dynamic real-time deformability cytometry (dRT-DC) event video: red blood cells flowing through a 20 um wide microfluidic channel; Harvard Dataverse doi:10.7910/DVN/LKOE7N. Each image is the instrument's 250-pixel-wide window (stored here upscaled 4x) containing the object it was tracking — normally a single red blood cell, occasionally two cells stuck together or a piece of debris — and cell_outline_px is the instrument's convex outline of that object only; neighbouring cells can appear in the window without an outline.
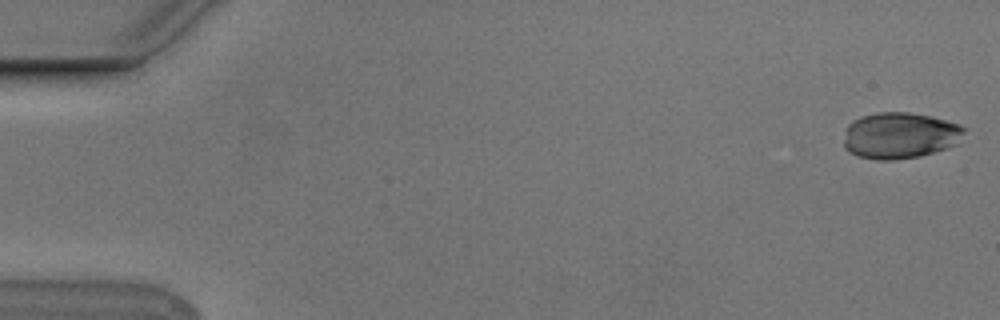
{"species": "Egyptian fruit bat (a non-hibernating species)", "species_latin": "Rousettus aegyptiacus", "temperature_condition": "cold", "stored_images_in_passage": 54, "camera_frame_rate_fps": 3000, "um_per_image_px": 0.085, "animal": {"sex": "male"}, "frame": {"image": 1, "passage_image": 1, "time_ms": 0.0, "image_size_px": [1000, 320], "cell_outline_px": [[964, 132], [956, 144], [948, 148], [920, 156], [892, 160], [876, 160], [856, 156], [848, 152], [844, 148], [844, 140], [848, 124], [852, 120], [876, 112], [908, 112], [932, 116], [960, 124], [964, 128]], "centroid_in_image_um": [76.47, 11.52], "position_along_channel_um": 8.5, "area_um2": 32.66}}
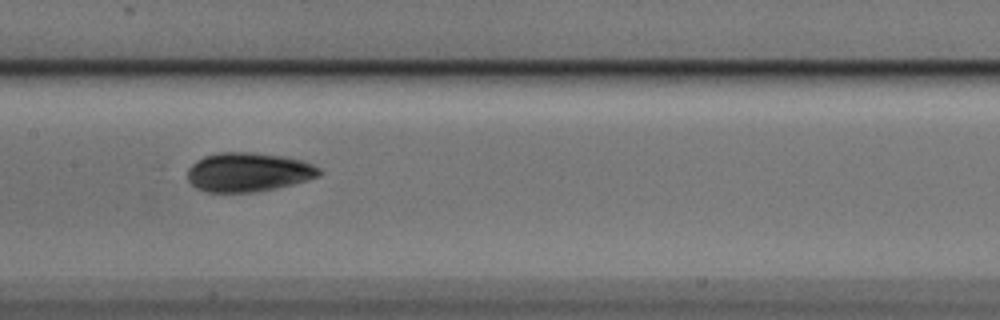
{"frame": {"image": 2, "passage_image": 27, "time_ms": 8.667, "image_size_px": [1000, 320], "cell_outline_px": [[324, 172], [320, 176], [308, 180], [276, 188], [252, 192], [204, 192], [196, 188], [188, 180], [188, 168], [196, 160], [204, 156], [216, 152], [252, 152], [284, 156], [300, 160], [312, 164], [320, 168]], "centroid_in_image_um": [21.11, 14.63], "position_along_channel_um": 186.3, "area_um2": 30.23}}
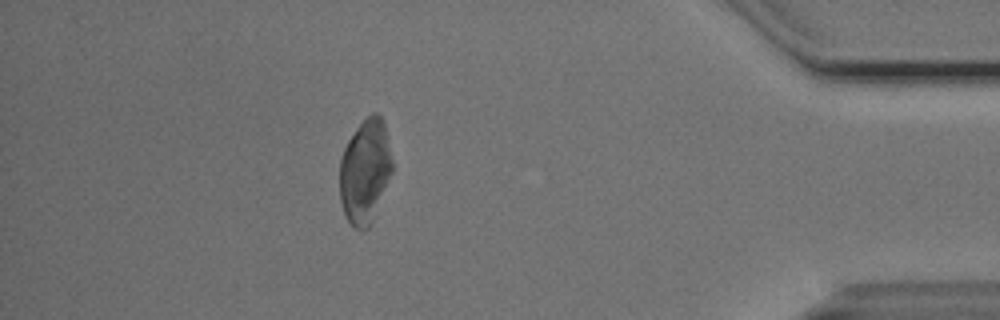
{"frame": {"image": 3, "passage_image": 48, "time_ms": 15.667, "image_size_px": [1000, 320], "cell_outline_px": [[392, 172], [372, 220], [368, 228], [352, 228], [344, 212], [340, 200], [340, 160], [344, 148], [348, 140], [356, 128], [372, 112], [376, 112], [380, 116], [384, 124], [392, 160]], "centroid_in_image_um": [31.01, 14.55], "position_along_channel_um": 404.2, "area_um2": 31.39}}